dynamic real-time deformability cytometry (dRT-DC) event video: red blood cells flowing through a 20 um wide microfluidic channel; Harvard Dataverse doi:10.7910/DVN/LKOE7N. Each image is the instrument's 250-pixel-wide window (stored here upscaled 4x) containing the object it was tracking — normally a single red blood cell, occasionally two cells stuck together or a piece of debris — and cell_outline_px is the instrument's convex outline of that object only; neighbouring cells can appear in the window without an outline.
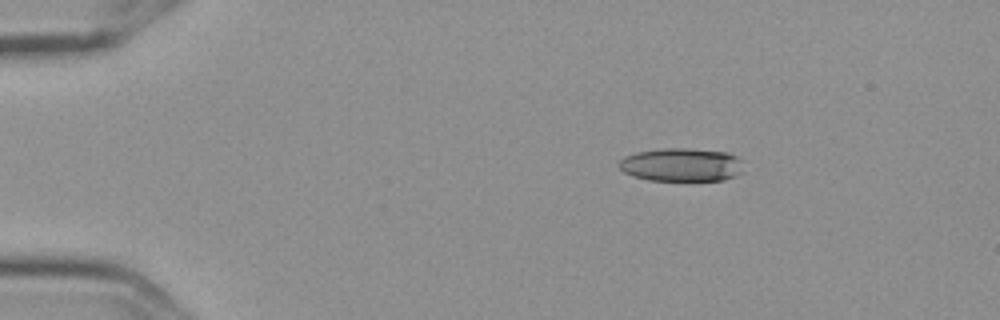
{"species": "Egyptian fruit bat (a non-hibernating species)", "species_latin": "Rousettus aegyptiacus", "temperature_condition": "cold", "stored_images_in_passage": 5, "camera_frame_rate_fps": 3000, "um_per_image_px": 0.085, "frame": {"image": 1, "passage_image": 3, "time_ms": 0.667, "image_size_px": [1000, 320], "cell_outline_px": [[744, 172], [724, 180], [648, 180], [632, 176], [624, 172], [620, 168], [620, 160], [624, 156], [636, 152], [664, 148], [688, 148], [728, 152], [736, 156], [740, 160]], "centroid_in_image_um": [57.94, 14.0], "position_along_channel_um": 27.1, "area_um2": 24.28}}